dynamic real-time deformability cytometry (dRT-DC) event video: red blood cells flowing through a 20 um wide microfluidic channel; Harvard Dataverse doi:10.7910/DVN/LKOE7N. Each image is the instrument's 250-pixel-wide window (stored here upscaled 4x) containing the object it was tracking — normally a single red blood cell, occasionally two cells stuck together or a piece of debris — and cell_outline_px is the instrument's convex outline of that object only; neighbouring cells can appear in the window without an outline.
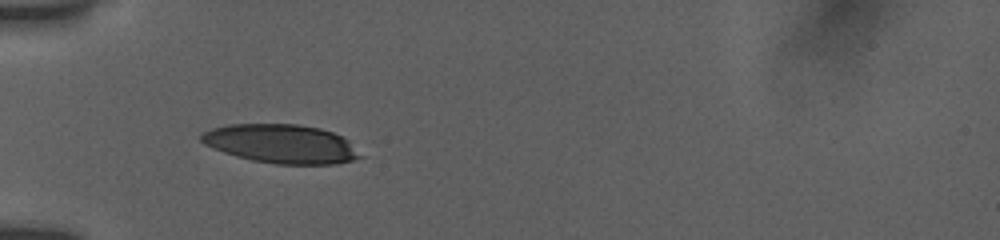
{"species": "human", "species_latin": "Homo sapiens", "temperature_condition": "room temperature", "stored_images_in_passage": 7, "camera_frame_rate_fps": 3000, "um_per_image_px": 0.085, "donor": {"sex": "female"}, "frame": {"image": 1, "passage_image": 6, "time_ms": 5.667, "image_size_px": [1000, 240], "cell_outline_px": [[364, 156], [352, 160], [332, 164], [276, 164], [252, 160], [236, 156], [212, 148], [204, 144], [200, 140], [200, 136], [204, 132], [212, 128], [228, 124], [296, 124], [320, 128], [332, 132], [348, 140]], "centroid_in_image_um": [23.9, 12.22], "position_along_channel_um": 61.1, "area_um2": 35.89}}